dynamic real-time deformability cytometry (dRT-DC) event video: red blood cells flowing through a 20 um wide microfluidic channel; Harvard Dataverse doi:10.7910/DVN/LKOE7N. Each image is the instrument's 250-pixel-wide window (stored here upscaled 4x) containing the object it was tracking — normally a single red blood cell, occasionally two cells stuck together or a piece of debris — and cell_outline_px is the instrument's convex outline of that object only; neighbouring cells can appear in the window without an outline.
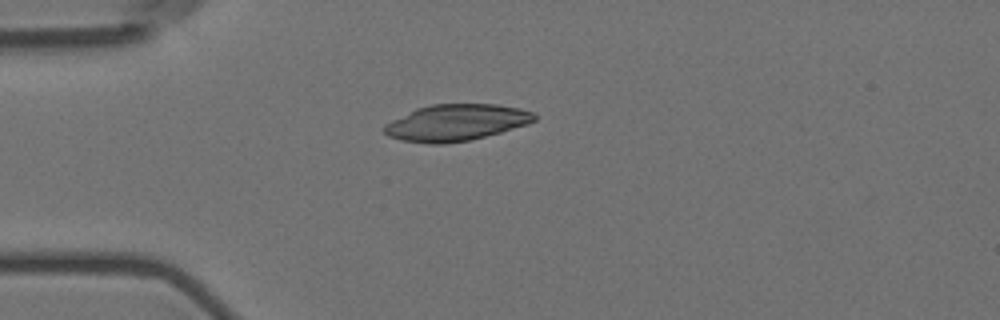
{"species": "Egyptian fruit bat (a non-hibernating species)", "species_latin": "Rousettus aegyptiacus", "temperature_condition": "room temperature", "stored_images_in_passage": 44, "camera_frame_rate_fps": 3000, "um_per_image_px": 0.085, "animal": {"sex": "female"}, "frame": {"image": 1, "passage_image": 1, "time_ms": 0.0, "image_size_px": [1000, 320], "cell_outline_px": [[536, 120], [528, 124], [500, 132], [468, 140], [444, 144], [428, 144], [400, 140], [388, 136], [384, 132], [384, 124], [416, 108], [432, 104], [496, 104], [520, 108], [536, 112]], "centroid_in_image_um": [38.77, 10.42], "position_along_channel_um": 46.2, "area_um2": 31.96}}
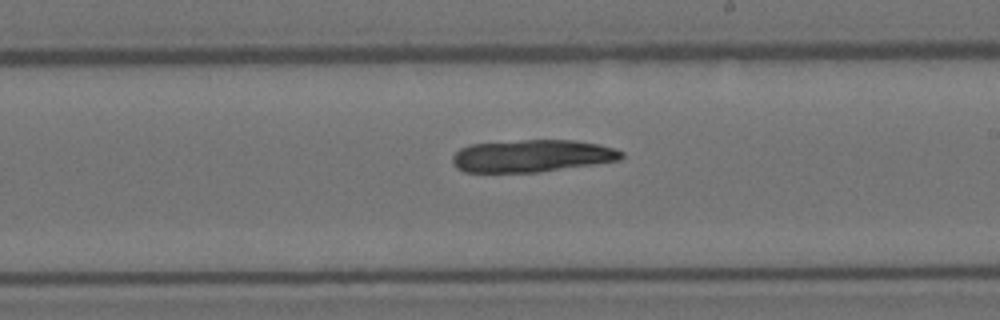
{"frame": {"image": 2, "passage_image": 19, "time_ms": 6.0, "image_size_px": [1000, 320], "cell_outline_px": [[624, 156], [620, 160], [596, 164], [536, 172], [464, 172], [456, 168], [452, 164], [452, 156], [460, 148], [472, 144], [524, 140], [576, 140], [600, 144], [624, 152]], "centroid_in_image_um": [45.22, 13.25], "position_along_channel_um": 243.8, "area_um2": 31.91}}
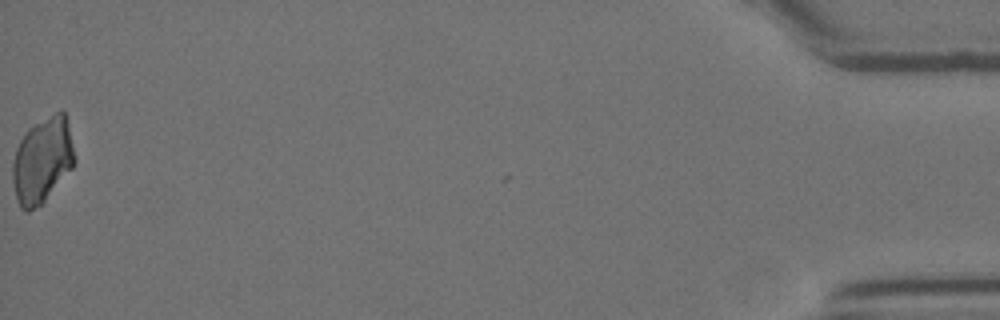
{"frame": {"image": 3, "passage_image": 43, "time_ms": 14.0, "image_size_px": [1000, 320], "cell_outline_px": [[76, 160], [72, 168], [44, 200], [40, 204], [28, 212], [24, 212], [20, 208], [16, 196], [12, 180], [12, 164], [16, 148], [24, 132], [28, 128], [60, 108], [64, 112]], "centroid_in_image_um": [3.57, 13.61], "position_along_channel_um": 431.6, "area_um2": 30.69}}